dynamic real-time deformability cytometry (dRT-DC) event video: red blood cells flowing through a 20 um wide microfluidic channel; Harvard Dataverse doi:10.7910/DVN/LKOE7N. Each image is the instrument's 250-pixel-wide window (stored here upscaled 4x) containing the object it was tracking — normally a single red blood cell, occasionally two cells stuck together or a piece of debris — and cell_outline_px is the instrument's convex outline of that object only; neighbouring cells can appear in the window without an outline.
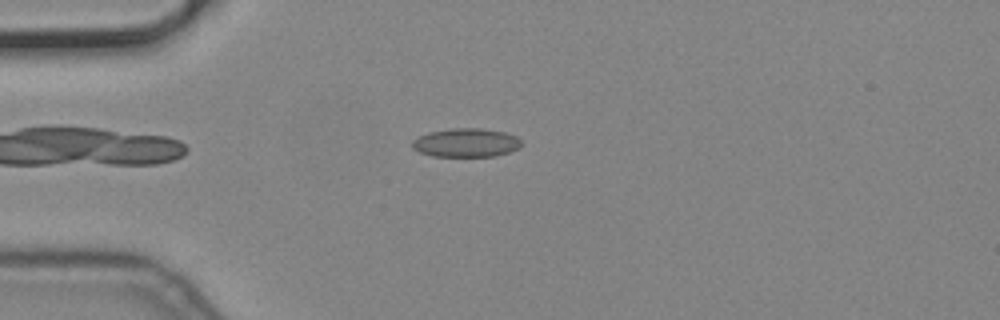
{"species": "common noctule bat (a hibernating species)", "species_latin": "Nyctalus noctula", "temperature_condition": "cold", "stored_images_in_passage": 8, "camera_frame_rate_fps": 3000, "um_per_image_px": 0.085, "animal": {"sex": "male", "body_mass_g": 19.2, "forearm_length_mm": 51.8}, "frame": {"image": 1, "passage_image": 4, "time_ms": 1.0, "image_size_px": [1000, 320], "cell_outline_px": [[520, 148], [496, 156], [432, 156], [420, 152], [412, 148], [412, 140], [428, 132], [452, 128], [480, 128], [504, 132], [516, 136], [520, 140]], "centroid_in_image_um": [39.6, 12.13], "position_along_channel_um": 45.4, "area_um2": 18.21}}
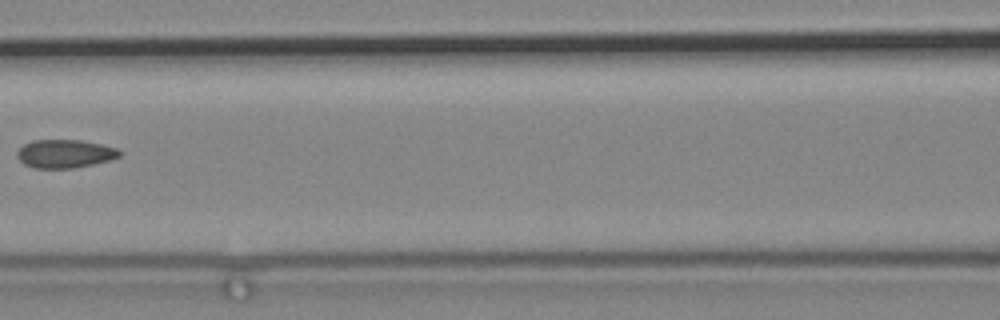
{"frame": {"image": 2, "passage_image": 7, "time_ms": 2.0, "image_size_px": [1000, 320], "cell_outline_px": [[124, 152], [120, 156], [112, 160], [72, 168], [32, 168], [24, 164], [16, 156], [16, 152], [24, 144], [32, 140], [80, 140], [100, 144], [116, 148]], "centroid_in_image_um": [5.52, 13.07], "position_along_channel_um": 161.1, "area_um2": 16.99}}
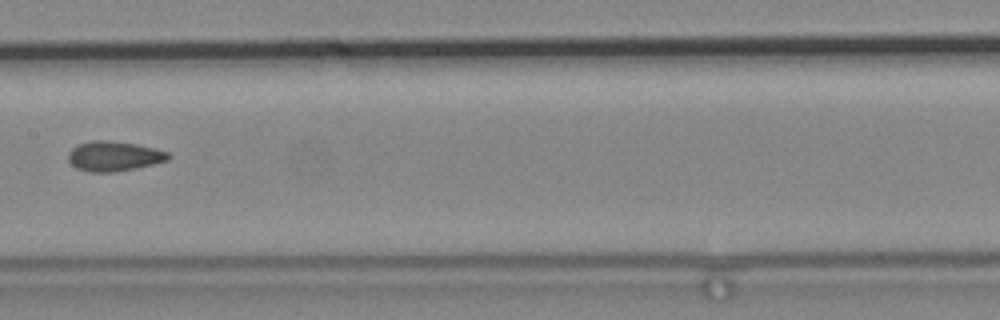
{"frame": {"image": 3, "passage_image": 8, "time_ms": 2.333, "image_size_px": [1000, 320], "cell_outline_px": [[172, 156], [168, 160], [136, 168], [116, 172], [88, 172], [76, 168], [68, 160], [68, 152], [72, 148], [80, 144], [92, 140], [108, 140], [136, 144], [168, 152]], "centroid_in_image_um": [9.67, 13.28], "position_along_channel_um": 197.7, "area_um2": 17.4}}